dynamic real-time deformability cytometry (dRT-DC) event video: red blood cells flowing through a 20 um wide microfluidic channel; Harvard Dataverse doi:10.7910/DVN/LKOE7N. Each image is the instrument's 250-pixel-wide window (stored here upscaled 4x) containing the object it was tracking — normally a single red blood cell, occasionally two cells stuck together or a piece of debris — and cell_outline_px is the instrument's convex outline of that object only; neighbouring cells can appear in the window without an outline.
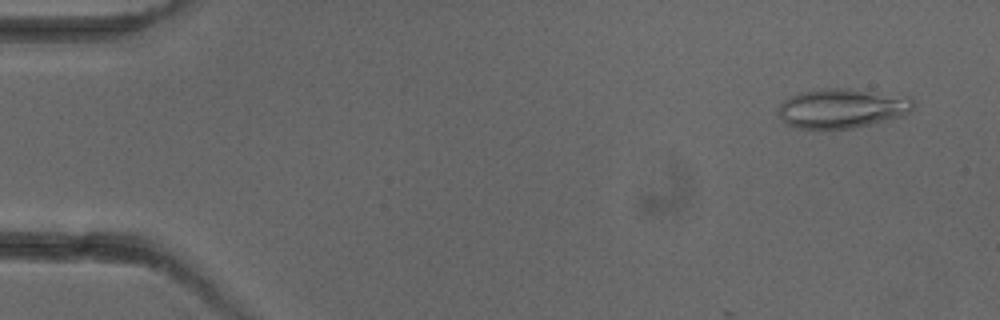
{"species": "common noctule bat (a hibernating species)", "species_latin": "Nyctalus noctula", "temperature_condition": "cold", "stored_images_in_passage": 6, "camera_frame_rate_fps": 3000, "um_per_image_px": 0.085, "animal": {"sex": "female"}, "frame": {"image": 1, "passage_image": 1, "time_ms": 0.0, "image_size_px": [1000, 320], "cell_outline_px": [[912, 108], [904, 116], [872, 124], [852, 128], [792, 128], [784, 124], [776, 108], [784, 100], [800, 92], [824, 88], [848, 88], [912, 96]], "centroid_in_image_um": [71.56, 9.2], "position_along_channel_um": 13.4, "area_um2": 31.39}}
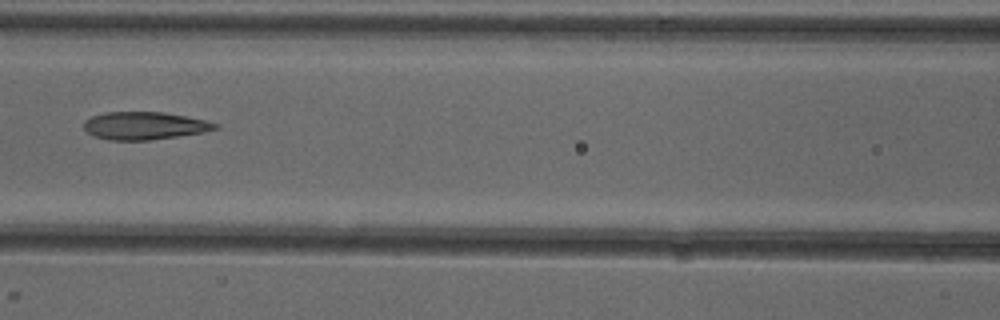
{"frame": {"image": 2, "passage_image": 6, "time_ms": 6.667, "image_size_px": [1000, 320], "cell_outline_px": [[220, 128], [204, 132], [148, 140], [108, 140], [96, 136], [88, 132], [84, 128], [84, 120], [92, 116], [104, 112], [164, 112], [204, 120], [220, 124]], "centroid_in_image_um": [12.29, 10.68], "position_along_channel_um": 154.3, "area_um2": 21.1}}